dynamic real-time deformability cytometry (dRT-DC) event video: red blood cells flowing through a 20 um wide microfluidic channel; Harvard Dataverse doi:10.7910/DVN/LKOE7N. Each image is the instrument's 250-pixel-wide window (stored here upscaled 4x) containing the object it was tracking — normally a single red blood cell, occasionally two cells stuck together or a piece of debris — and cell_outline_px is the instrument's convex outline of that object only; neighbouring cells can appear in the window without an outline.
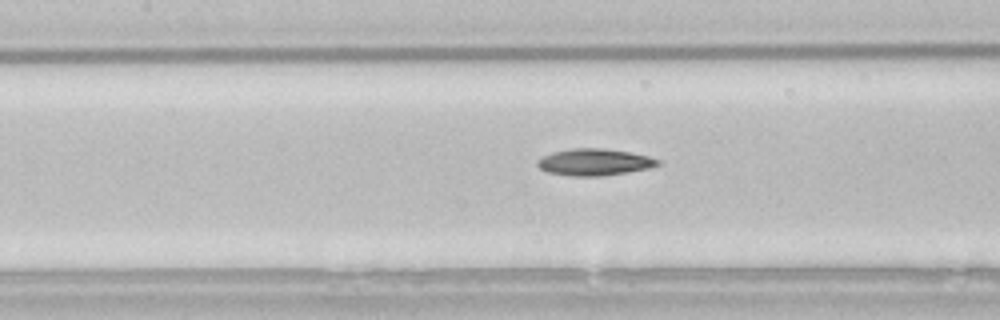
{"species": "common noctule bat (a hibernating species)", "species_latin": "Nyctalus noctula", "temperature_condition": "room temperature", "stored_images_in_passage": 13, "camera_frame_rate_fps": 3000, "um_per_image_px": 0.085, "animal": {"sex": "male", "body_mass_g": 21.5, "forearm_length_mm": 52.0}, "frame": {"image": 1, "passage_image": 11, "time_ms": 3.333, "image_size_px": [1000, 320], "cell_outline_px": [[660, 164], [648, 168], [600, 176], [572, 176], [548, 172], [540, 168], [536, 164], [536, 160], [552, 152], [572, 148], [604, 148], [632, 152], [648, 156], [660, 160]], "centroid_in_image_um": [50.51, 13.76], "position_along_channel_um": 156.9, "area_um2": 18.67}}